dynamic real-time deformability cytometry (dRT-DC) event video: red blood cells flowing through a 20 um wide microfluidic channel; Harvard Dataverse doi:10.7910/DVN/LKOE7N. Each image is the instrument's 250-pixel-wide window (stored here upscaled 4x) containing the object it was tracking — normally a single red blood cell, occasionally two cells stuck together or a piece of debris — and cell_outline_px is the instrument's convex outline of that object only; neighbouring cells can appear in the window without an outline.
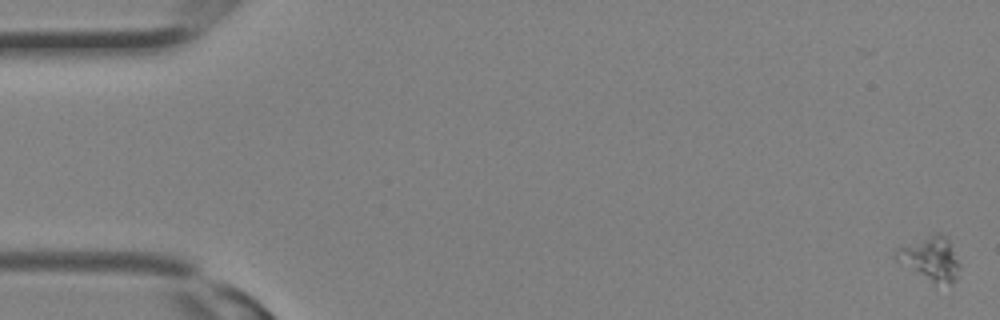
{"species": "Egyptian fruit bat (a non-hibernating species)", "species_latin": "Rousettus aegyptiacus", "temperature_condition": "room temperature", "stored_images_in_passage": 23, "camera_frame_rate_fps": 3000, "um_per_image_px": 0.085, "animal": {"sex": "female"}, "frame": {"image": 1, "passage_image": 1, "time_ms": 0.0, "image_size_px": [1000, 320], "cell_outline_px": [[960, 268], [956, 280], [952, 284], [932, 280], [896, 260], [892, 256], [896, 248], [936, 232], [940, 232], [948, 236], [960, 264]], "centroid_in_image_um": [79.12, 21.9], "position_along_channel_um": 5.9, "area_um2": 15.95}}
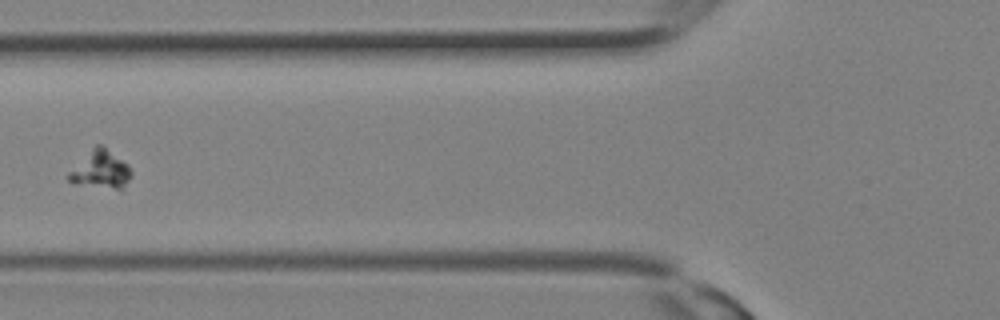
{"frame": {"image": 2, "passage_image": 13, "time_ms": 4.0, "image_size_px": [1000, 320], "cell_outline_px": [[132, 176], [124, 188], [116, 188], [72, 184], [68, 180], [68, 172], [96, 144], [100, 144], [128, 164], [132, 172]], "centroid_in_image_um": [8.56, 14.43], "position_along_channel_um": 117.2, "area_um2": 13.64}}
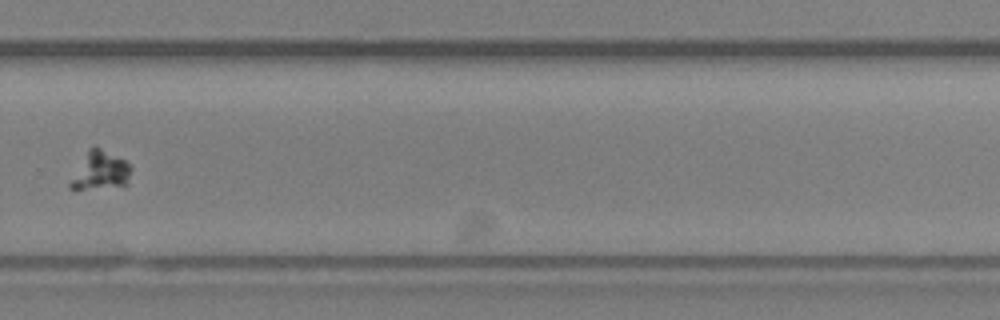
{"frame": {"image": 3, "passage_image": 22, "time_ms": 7.0, "image_size_px": [1000, 320], "cell_outline_px": [[132, 168], [128, 184], [84, 188], [68, 188], [68, 184], [88, 148], [92, 144], [96, 144], [124, 160]], "centroid_in_image_um": [8.52, 14.43], "position_along_channel_um": 321.3, "area_um2": 13.35}}